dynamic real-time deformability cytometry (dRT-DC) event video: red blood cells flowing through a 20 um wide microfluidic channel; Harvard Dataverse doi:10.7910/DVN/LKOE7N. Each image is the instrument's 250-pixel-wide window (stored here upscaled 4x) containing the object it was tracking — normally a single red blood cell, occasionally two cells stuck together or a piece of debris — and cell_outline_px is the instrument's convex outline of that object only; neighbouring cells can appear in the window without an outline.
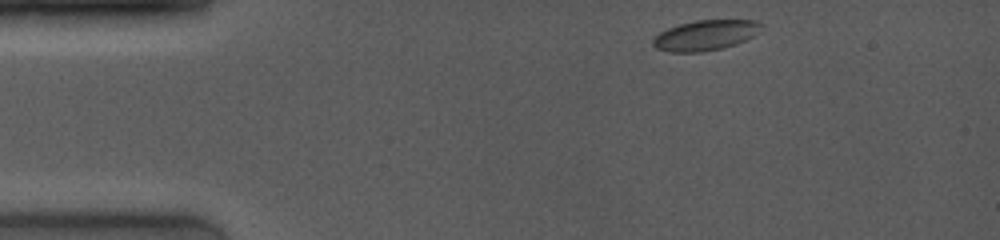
{"species": "common noctule bat (a hibernating species)", "species_latin": "Nyctalus noctula", "temperature_condition": "room temperature", "stored_images_in_passage": 15, "camera_frame_rate_fps": 4000, "um_per_image_px": 0.085, "animal": {"sex": "female", "body_mass_g": 19.0, "forearm_length_mm": 53.3}, "frame": {"image": 1, "passage_image": 1, "time_ms": 0.0, "image_size_px": [1000, 240], "cell_outline_px": [[764, 28], [760, 32], [736, 44], [724, 48], [704, 52], [668, 52], [656, 48], [652, 44], [652, 40], [660, 32], [668, 28], [680, 24], [696, 20], [756, 20], [764, 24]], "centroid_in_image_um": [60.0, 3.0], "position_along_channel_um": 25.0, "area_um2": 19.31}}
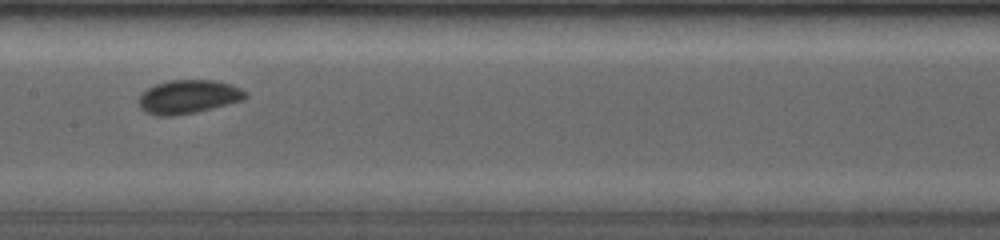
{"frame": {"image": 2, "passage_image": 7, "time_ms": 6.0, "image_size_px": [1000, 240], "cell_outline_px": [[248, 96], [244, 100], [196, 112], [172, 116], [156, 116], [144, 112], [140, 108], [136, 100], [148, 88], [156, 84], [168, 80], [216, 80], [232, 84], [240, 88]], "centroid_in_image_um": [15.98, 8.23], "position_along_channel_um": 191.4, "area_um2": 21.1}}
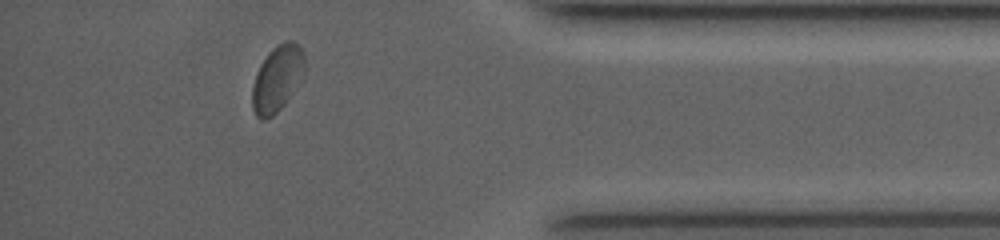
{"frame": {"image": 3, "passage_image": 13, "time_ms": 12.0, "image_size_px": [1000, 240], "cell_outline_px": [[304, 76], [284, 104], [272, 116], [264, 120], [260, 120], [256, 116], [252, 108], [252, 88], [256, 72], [260, 64], [268, 52], [272, 48], [288, 40], [292, 40], [300, 44], [304, 52]], "centroid_in_image_um": [23.57, 6.66], "position_along_channel_um": 411.6, "area_um2": 20.35}}